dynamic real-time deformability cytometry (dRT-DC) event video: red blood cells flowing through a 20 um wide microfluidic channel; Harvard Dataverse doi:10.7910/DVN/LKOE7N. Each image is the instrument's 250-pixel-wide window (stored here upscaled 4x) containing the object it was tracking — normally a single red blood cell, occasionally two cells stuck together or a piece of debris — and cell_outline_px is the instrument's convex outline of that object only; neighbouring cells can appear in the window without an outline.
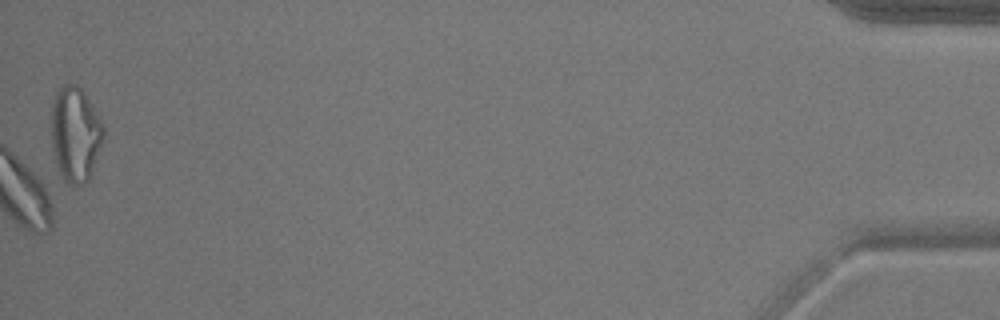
{"species": "common noctule bat (a hibernating species)", "species_latin": "Nyctalus noctula", "temperature_condition": "warm", "stored_images_in_passage": 52, "camera_frame_rate_fps": 3000, "um_per_image_px": 0.085, "animal": {"sex": "male", "body_mass_g": 17.9}, "frame": {"image": 1, "passage_image": 52, "time_ms": 17.0, "image_size_px": [1000, 320], "cell_outline_px": [[104, 136], [88, 180], [84, 184], [68, 184], [64, 180], [56, 164], [52, 148], [52, 100], [56, 92], [64, 84], [76, 84], [84, 92], [92, 104], [104, 124]], "centroid_in_image_um": [6.4, 11.37], "position_along_channel_um": 428.8, "area_um2": 28.73}, "authors_computed_cell_mechanics": {"area_um2": 19.9699, "velocity_mm_per_s": 3.792, "shape_relaxation_time_tau1_ms": 7.3362, "shape_relaxation_time_tau2_ms": null, "deformation_change_tau1": 0.147, "deformation_change_tau2": null}}